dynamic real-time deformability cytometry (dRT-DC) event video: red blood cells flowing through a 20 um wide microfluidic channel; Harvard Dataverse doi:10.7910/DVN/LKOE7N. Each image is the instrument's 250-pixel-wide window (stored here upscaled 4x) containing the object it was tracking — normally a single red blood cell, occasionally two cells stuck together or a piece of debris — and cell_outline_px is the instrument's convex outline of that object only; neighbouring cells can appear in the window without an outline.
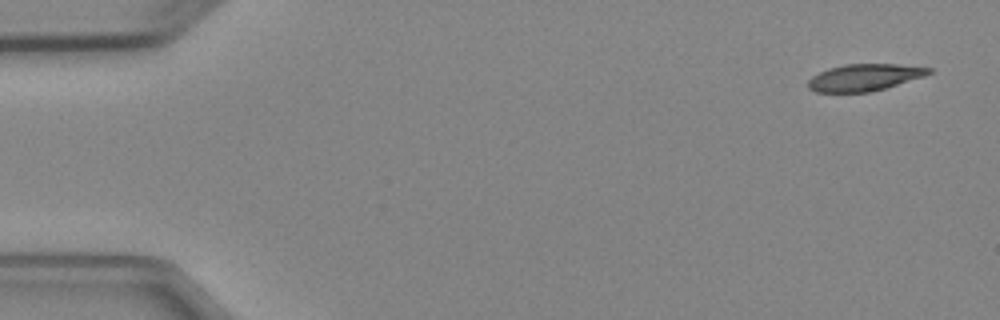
{"species": "Egyptian fruit bat (a non-hibernating species)", "species_latin": "Rousettus aegyptiacus", "temperature_condition": "cold", "stored_images_in_passage": 7, "camera_frame_rate_fps": 3000, "um_per_image_px": 0.085, "animal": {"sex": "female"}, "frame": {"image": 1, "passage_image": 1, "time_ms": 0.0, "image_size_px": [1000, 320], "cell_outline_px": [[932, 72], [924, 76], [884, 88], [868, 92], [816, 92], [808, 88], [808, 80], [812, 76], [828, 68], [844, 64], [896, 64], [932, 68]], "centroid_in_image_um": [73.45, 6.57], "position_along_channel_um": 11.6, "area_um2": 18.73}}
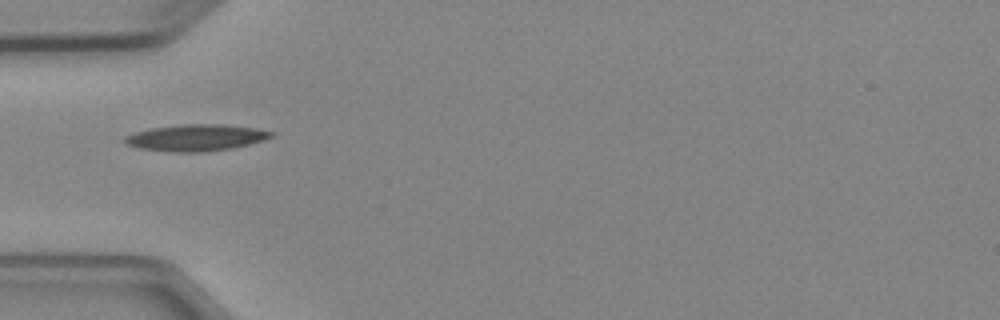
{"frame": {"image": 2, "passage_image": 4, "time_ms": 4.667, "image_size_px": [1000, 320], "cell_outline_px": [[276, 136], [264, 140], [232, 148], [204, 152], [168, 152], [140, 148], [124, 144], [124, 136], [136, 132], [152, 128], [180, 124], [224, 124], [252, 128], [276, 132]], "centroid_in_image_um": [16.67, 11.7], "position_along_channel_um": 68.3, "area_um2": 22.77}}